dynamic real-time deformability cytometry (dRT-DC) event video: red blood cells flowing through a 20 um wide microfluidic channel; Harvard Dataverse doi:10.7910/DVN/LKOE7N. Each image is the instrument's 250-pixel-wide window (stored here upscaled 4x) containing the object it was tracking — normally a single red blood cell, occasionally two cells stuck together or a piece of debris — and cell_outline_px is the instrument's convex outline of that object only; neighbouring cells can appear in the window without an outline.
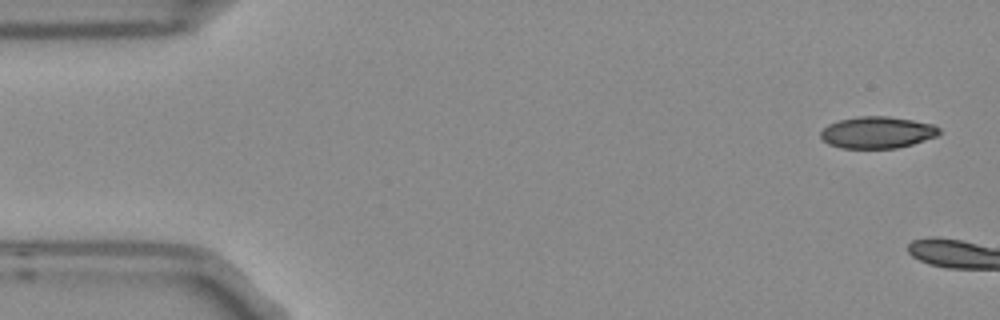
{"species": "Egyptian fruit bat (a non-hibernating species)", "species_latin": "Rousettus aegyptiacus", "temperature_condition": "room temperature", "stored_images_in_passage": 3, "camera_frame_rate_fps": 3000, "um_per_image_px": 0.085, "frame": {"image": 1, "passage_image": 1, "time_ms": 0.0, "image_size_px": [1000, 320], "cell_outline_px": [[940, 132], [936, 136], [912, 144], [896, 148], [840, 148], [828, 144], [820, 136], [820, 132], [828, 124], [840, 120], [856, 116], [888, 116], [912, 120], [932, 124], [940, 128]], "centroid_in_image_um": [74.54, 11.25], "position_along_channel_um": 10.5, "area_um2": 21.85}}